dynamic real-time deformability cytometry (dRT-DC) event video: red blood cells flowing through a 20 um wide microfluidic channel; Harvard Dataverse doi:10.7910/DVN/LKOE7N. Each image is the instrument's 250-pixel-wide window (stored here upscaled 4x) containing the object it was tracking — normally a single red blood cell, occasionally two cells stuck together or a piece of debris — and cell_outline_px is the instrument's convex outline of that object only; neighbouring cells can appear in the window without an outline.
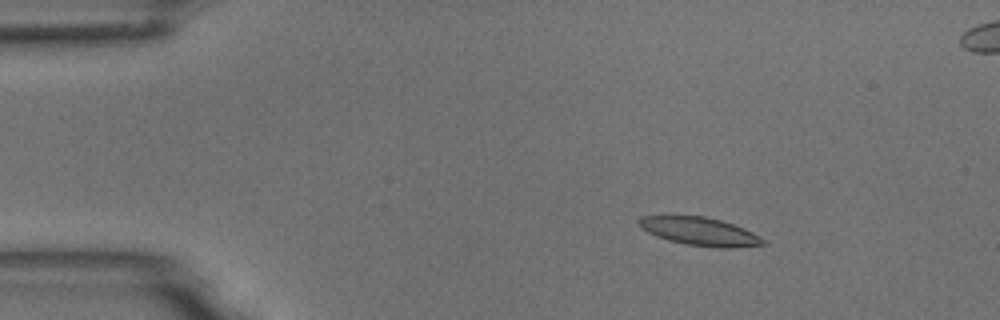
{"species": "common noctule bat (a hibernating species)", "species_latin": "Nyctalus noctula", "temperature_condition": "room temperature", "stored_images_in_passage": 16, "segment_of_instrument_passage": [1, 2], "camera_frame_rate_fps": 3000, "um_per_image_px": 0.085, "animal": {"sex": "male", "body_mass_g": 18.8}, "frame": {"image": 1, "passage_image": 3, "time_ms": 0.667, "image_size_px": [1000, 320], "cell_outline_px": [[768, 244], [736, 248], [716, 248], [684, 244], [668, 240], [656, 236], [648, 232], [636, 224], [636, 220], [640, 216], [704, 216], [720, 220], [744, 228], [752, 232], [764, 240]], "centroid_in_image_um": [59.46, 19.68], "position_along_channel_um": 25.5, "area_um2": 20.52}}
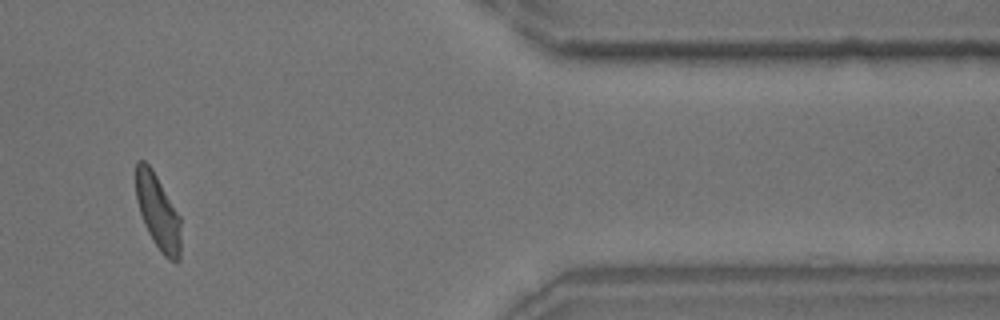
{"frame": {"image": 2, "passage_image": 14, "time_ms": 4.333, "image_size_px": [1000, 320], "cell_outline_px": [[180, 260], [176, 264], [168, 260], [160, 252], [152, 240], [144, 224], [136, 200], [136, 160], [144, 160], [152, 168], [180, 216]], "centroid_in_image_um": [13.43, 18.05], "position_along_channel_um": 398.0, "area_um2": 19.83}}